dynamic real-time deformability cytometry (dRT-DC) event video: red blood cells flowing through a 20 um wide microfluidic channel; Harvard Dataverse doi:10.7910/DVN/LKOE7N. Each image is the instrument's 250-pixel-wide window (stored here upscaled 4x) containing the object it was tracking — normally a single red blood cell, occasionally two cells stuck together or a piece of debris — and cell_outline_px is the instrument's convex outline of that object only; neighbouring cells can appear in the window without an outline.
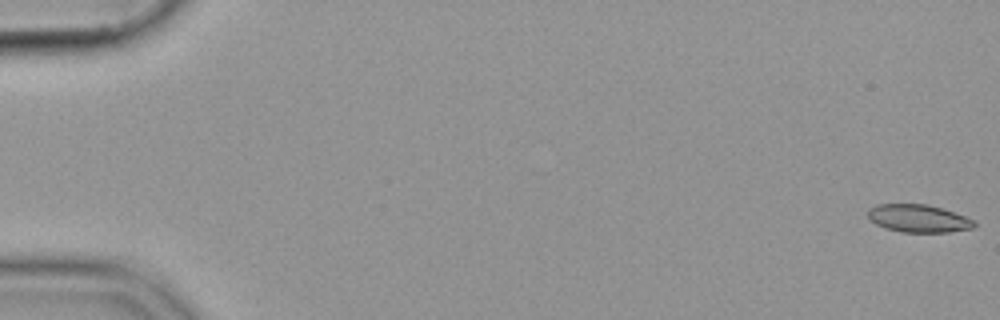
{"species": "common noctule bat (a hibernating species)", "species_latin": "Nyctalus noctula", "temperature_condition": "cold", "stored_images_in_passage": 50, "camera_frame_rate_fps": 3000, "um_per_image_px": 0.085, "animal": {"sex": "female", "body_mass_g": 19.9}, "frame": {"image": 1, "passage_image": 1, "time_ms": 0.0, "image_size_px": [1000, 320], "cell_outline_px": [[976, 224], [972, 228], [948, 232], [904, 232], [884, 228], [876, 224], [868, 216], [868, 208], [876, 204], [928, 204], [976, 220]], "centroid_in_image_um": [78.05, 18.56], "position_along_channel_um": 6.9, "area_um2": 17.11}}
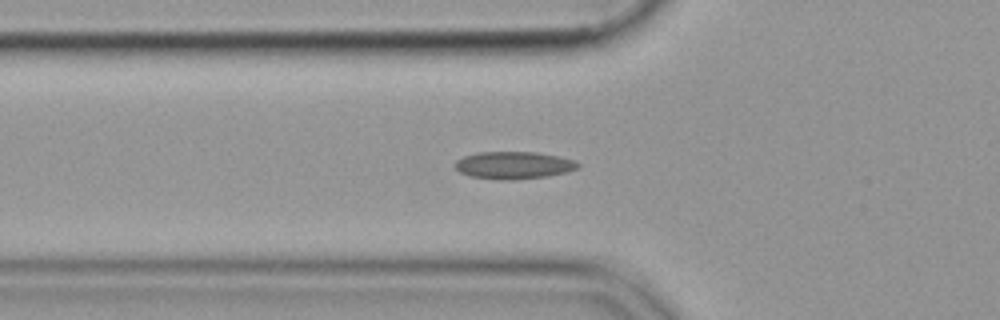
{"frame": {"image": 2, "passage_image": 20, "time_ms": 6.333, "image_size_px": [1000, 320], "cell_outline_px": [[580, 168], [568, 172], [548, 176], [512, 180], [500, 180], [472, 176], [460, 172], [452, 164], [456, 160], [464, 156], [480, 152], [536, 152], [556, 156], [572, 160], [580, 164]], "centroid_in_image_um": [43.66, 14.05], "position_along_channel_um": 82.1, "area_um2": 19.59}}
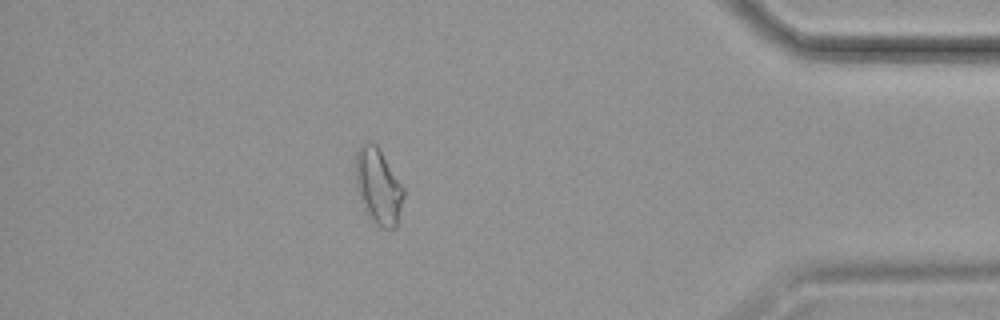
{"frame": {"image": 3, "passage_image": 49, "time_ms": 16.0, "image_size_px": [1000, 320], "cell_outline_px": [[404, 196], [396, 228], [380, 228], [372, 220], [364, 208], [360, 200], [356, 188], [356, 152], [360, 144], [364, 140], [368, 140], [376, 144], [404, 188]], "centroid_in_image_um": [32.14, 15.82], "position_along_channel_um": 403.1, "area_um2": 21.21}}